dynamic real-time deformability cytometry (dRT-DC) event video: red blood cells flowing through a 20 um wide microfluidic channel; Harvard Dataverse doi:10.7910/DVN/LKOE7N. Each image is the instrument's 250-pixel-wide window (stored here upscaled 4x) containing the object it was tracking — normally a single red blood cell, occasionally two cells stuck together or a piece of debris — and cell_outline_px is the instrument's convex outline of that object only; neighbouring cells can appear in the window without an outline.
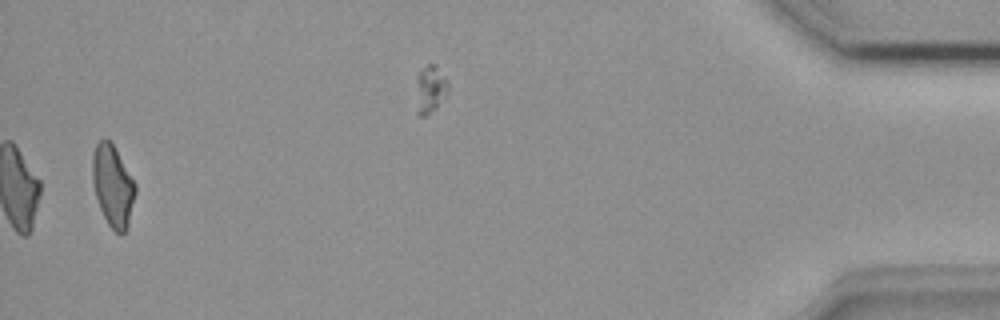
{"species": "common noctule bat (a hibernating species)", "species_latin": "Nyctalus noctula", "temperature_condition": "room temperature", "stored_images_in_passage": 24, "camera_frame_rate_fps": 3000, "um_per_image_px": 0.085, "animal": {"sex": "female", "body_mass_g": 18.4}, "frame": {"image": 1, "passage_image": 24, "time_ms": 7.667, "image_size_px": [1000, 320], "cell_outline_px": [[136, 192], [128, 228], [120, 236], [108, 224], [100, 208], [96, 196], [92, 180], [92, 156], [96, 144], [104, 136], [112, 144], [136, 184]], "centroid_in_image_um": [9.59, 15.82], "position_along_channel_um": 425.6, "area_um2": 20.29}}